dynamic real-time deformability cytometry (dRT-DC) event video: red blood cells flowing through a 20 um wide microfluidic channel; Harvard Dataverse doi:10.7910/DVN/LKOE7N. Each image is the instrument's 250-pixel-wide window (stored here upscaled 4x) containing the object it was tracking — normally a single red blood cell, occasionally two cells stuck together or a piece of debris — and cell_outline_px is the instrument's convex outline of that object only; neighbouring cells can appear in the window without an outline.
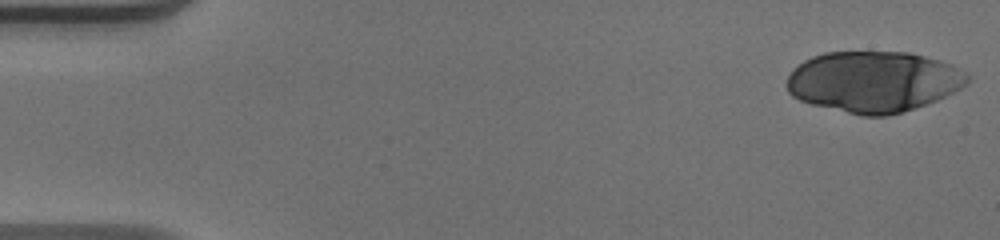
{"species": "human", "species_latin": "Homo sapiens", "temperature_condition": "warm", "stored_images_in_passage": 38, "camera_frame_rate_fps": 3000, "um_per_image_px": 0.085, "donor": {"sex": "male"}, "frame": {"image": 1, "passage_image": 1, "time_ms": 0.0, "image_size_px": [1000, 240], "cell_outline_px": [[968, 80], [960, 88], [936, 100], [888, 116], [860, 116], [812, 104], [800, 100], [792, 96], [788, 92], [784, 84], [792, 68], [804, 60], [812, 56], [824, 52], [908, 52], [924, 56], [948, 64], [968, 76]], "centroid_in_image_um": [74.14, 6.94], "position_along_channel_um": 10.9, "area_um2": 63.7}}
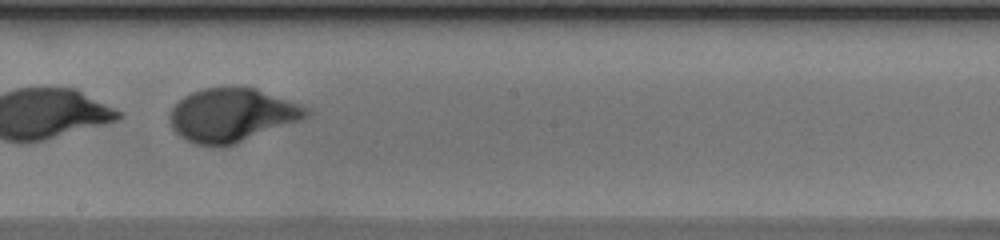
{"frame": {"image": 2, "passage_image": 29, "time_ms": 9.333, "image_size_px": [1000, 240], "cell_outline_px": [[312, 116], [304, 120], [236, 144], [220, 148], [196, 144], [184, 140], [172, 128], [168, 120], [168, 116], [172, 108], [184, 96], [192, 92], [204, 88], [256, 88], [300, 104], [308, 108], [312, 112]], "centroid_in_image_um": [19.75, 9.82], "position_along_channel_um": 228.5, "area_um2": 43.18}}